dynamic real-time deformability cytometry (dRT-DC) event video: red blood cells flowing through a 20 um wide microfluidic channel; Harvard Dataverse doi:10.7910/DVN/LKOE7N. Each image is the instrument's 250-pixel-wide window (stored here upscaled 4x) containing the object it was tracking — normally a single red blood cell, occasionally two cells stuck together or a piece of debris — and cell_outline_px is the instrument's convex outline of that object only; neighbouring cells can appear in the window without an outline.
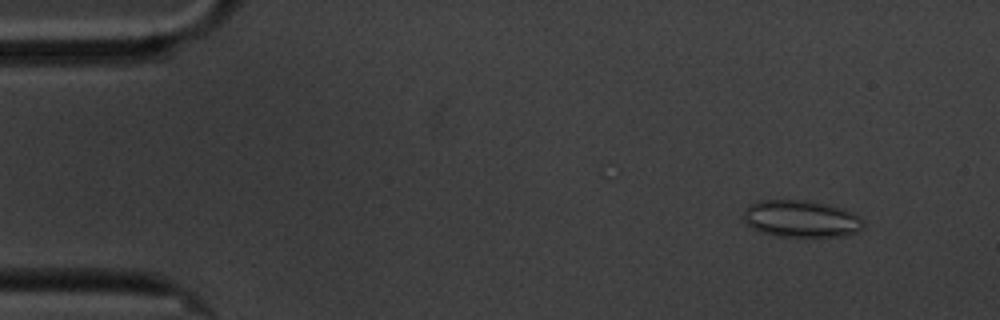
{"species": "common noctule bat (a hibernating species)", "species_latin": "Nyctalus noctula", "temperature_condition": "cold", "stored_images_in_passage": 54, "camera_frame_rate_fps": 3000, "um_per_image_px": 0.085, "animal": {"sex": "male", "body_mass_g": 20.1, "forearm_length_mm": 53.5}, "frame": {"image": 1, "passage_image": 1, "time_ms": 0.0, "image_size_px": [1000, 320], "cell_outline_px": [[864, 228], [856, 232], [844, 236], [776, 236], [760, 232], [752, 228], [744, 220], [744, 208], [748, 204], [760, 200], [804, 200], [840, 208], [852, 212], [860, 216], [864, 220]], "centroid_in_image_um": [68.08, 18.6], "position_along_channel_um": 16.9, "area_um2": 25.84}}
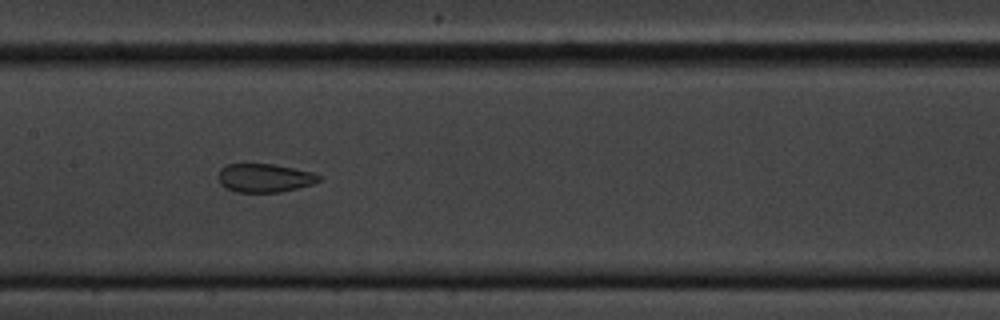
{"frame": {"image": 2, "passage_image": 24, "time_ms": 7.667, "image_size_px": [1000, 320], "cell_outline_px": [[320, 180], [312, 184], [280, 192], [236, 192], [224, 188], [220, 184], [216, 176], [220, 168], [228, 164], [272, 164], [312, 172], [320, 176]], "centroid_in_image_um": [22.41, 15.13], "position_along_channel_um": 185.0, "area_um2": 16.76}}
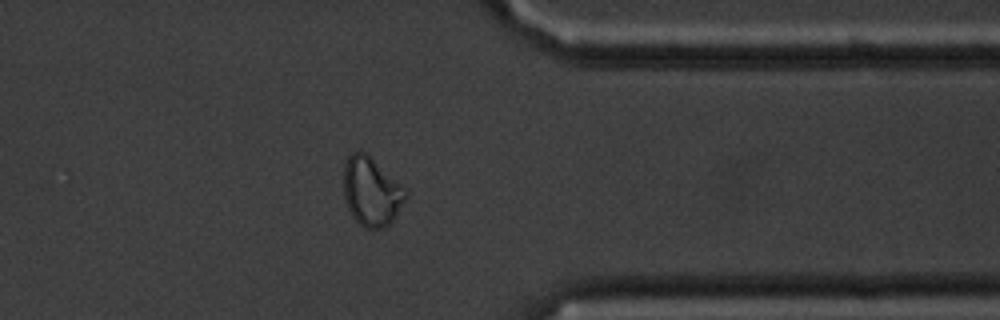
{"frame": {"image": 3, "passage_image": 42, "time_ms": 13.667, "image_size_px": [1000, 320], "cell_outline_px": [[408, 196], [392, 220], [388, 224], [380, 228], [364, 228], [352, 216], [348, 208], [344, 196], [344, 164], [348, 156], [352, 152], [364, 152], [400, 184], [408, 192]], "centroid_in_image_um": [31.55, 16.3], "position_along_channel_um": 379.9, "area_um2": 24.28}, "authors_computed_cell_mechanics": {"area_um2": 19.5653, "velocity_mm_per_s": 3.3971, "shape_relaxation_time_tau1_ms": 7.377, "shape_relaxation_time_tau2_ms": 1.4732, "deformation_change_tau1": 0.1468, "deformation_change_tau2": 0.0789}}